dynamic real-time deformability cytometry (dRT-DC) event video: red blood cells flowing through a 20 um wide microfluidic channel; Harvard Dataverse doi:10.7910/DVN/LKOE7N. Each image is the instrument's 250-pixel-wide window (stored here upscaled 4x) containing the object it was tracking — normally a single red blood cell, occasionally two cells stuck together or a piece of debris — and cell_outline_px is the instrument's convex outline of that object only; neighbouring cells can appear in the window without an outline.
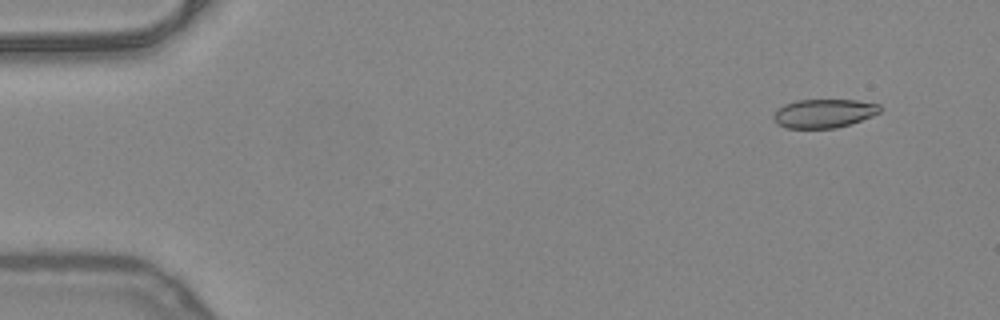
{"species": "common noctule bat (a hibernating species)", "species_latin": "Nyctalus noctula", "temperature_condition": "warm", "stored_images_in_passage": 49, "camera_frame_rate_fps": 3000, "um_per_image_px": 0.085, "animal": {"sex": "female", "body_mass_g": 24.6, "forearm_length_mm": 56.2}, "frame": {"image": 1, "passage_image": 2, "time_ms": 0.333, "image_size_px": [1000, 320], "cell_outline_px": [[880, 112], [872, 116], [836, 128], [784, 128], [776, 124], [772, 116], [776, 108], [784, 104], [796, 100], [856, 100], [880, 104]], "centroid_in_image_um": [69.97, 9.63], "position_along_channel_um": 15.0, "area_um2": 17.92}}
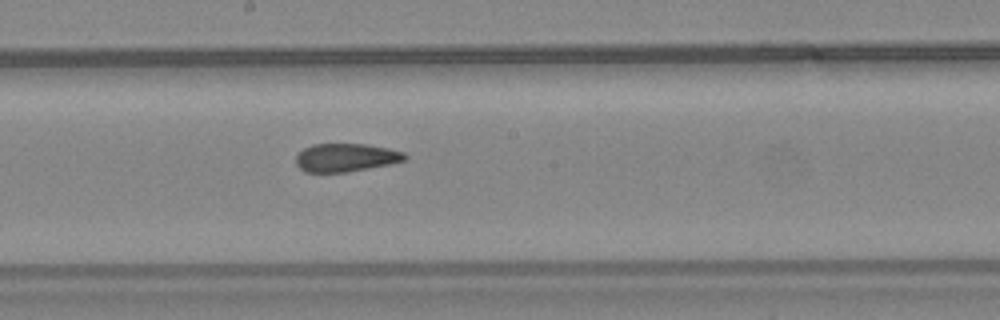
{"frame": {"image": 2, "passage_image": 26, "time_ms": 8.333, "image_size_px": [1000, 320], "cell_outline_px": [[408, 156], [404, 160], [392, 164], [348, 172], [304, 172], [296, 164], [296, 156], [304, 148], [312, 144], [368, 144], [388, 148], [404, 152]], "centroid_in_image_um": [29.41, 13.39], "position_along_channel_um": 218.8, "area_um2": 18.03}}
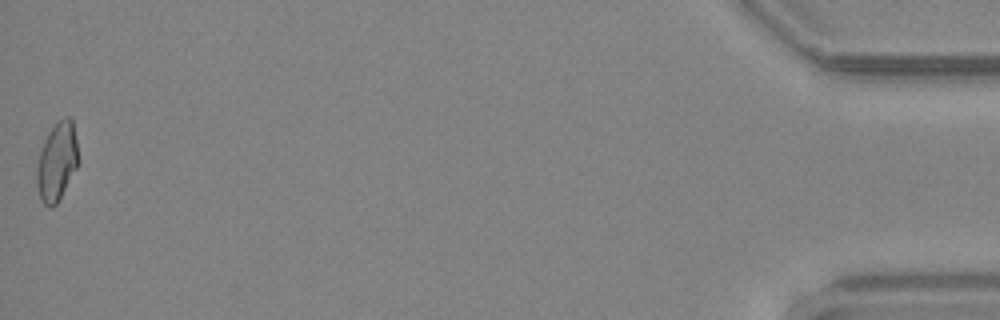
{"frame": {"image": 3, "passage_image": 49, "time_ms": 16.0, "image_size_px": [1000, 320], "cell_outline_px": [[80, 160], [76, 168], [56, 204], [52, 208], [44, 204], [40, 200], [36, 184], [36, 168], [40, 152], [44, 140], [48, 132], [64, 116], [68, 116], [72, 120]], "centroid_in_image_um": [4.83, 13.75], "position_along_channel_um": 430.4, "area_um2": 18.9}, "authors_computed_cell_mechanics": {"area_um2": 18.9584, "velocity_mm_per_s": 4.0369, "shape_relaxation_time_tau1_ms": null, "shape_relaxation_time_tau2_ms": 1.5312, "deformation_change_tau1": null, "deformation_change_tau2": 0.0741}}